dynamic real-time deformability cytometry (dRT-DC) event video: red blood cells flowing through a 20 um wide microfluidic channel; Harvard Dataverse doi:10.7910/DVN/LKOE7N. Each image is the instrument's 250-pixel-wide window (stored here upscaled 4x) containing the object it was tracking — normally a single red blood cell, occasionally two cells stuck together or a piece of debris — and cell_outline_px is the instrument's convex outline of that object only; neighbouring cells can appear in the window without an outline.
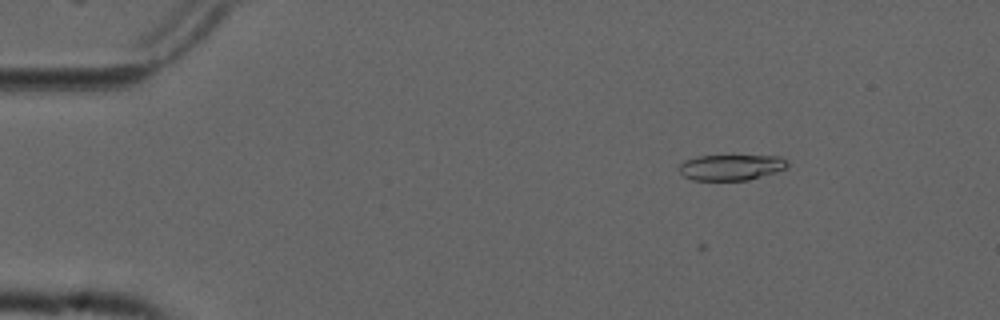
{"species": "common noctule bat (a hibernating species)", "species_latin": "Nyctalus noctula", "temperature_condition": "cold", "stored_images_in_passage": 3, "camera_frame_rate_fps": 3000, "um_per_image_px": 0.085, "animal": {"sex": "male", "forearm_length_mm": 52.5}, "frame": {"image": 1, "passage_image": 3, "time_ms": 0.667, "image_size_px": [1000, 320], "cell_outline_px": [[788, 168], [776, 172], [748, 180], [692, 180], [684, 176], [676, 168], [684, 160], [696, 156], [780, 156], [788, 160]], "centroid_in_image_um": [62.14, 14.22], "position_along_channel_um": 22.9, "area_um2": 16.42}}